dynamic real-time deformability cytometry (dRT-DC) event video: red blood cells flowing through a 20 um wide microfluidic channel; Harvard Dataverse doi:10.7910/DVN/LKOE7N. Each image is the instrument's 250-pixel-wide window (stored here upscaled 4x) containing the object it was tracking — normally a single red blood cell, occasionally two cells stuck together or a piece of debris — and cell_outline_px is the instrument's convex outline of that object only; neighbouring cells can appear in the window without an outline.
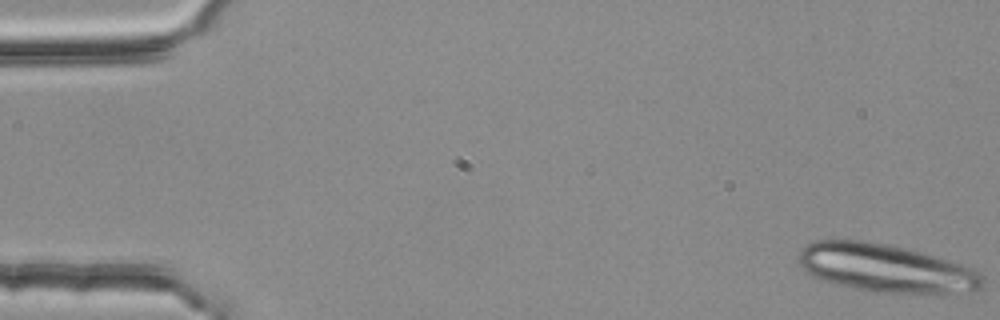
{"species": "common noctule bat (a hibernating species)", "species_latin": "Nyctalus noctula", "temperature_condition": "room temperature", "stored_images_in_passage": 4, "camera_frame_rate_fps": 3000, "um_per_image_px": 0.085, "animal": {"sex": "female", "body_mass_g": 25.1}, "frame": {"image": 1, "passage_image": 1, "time_ms": 0.0, "image_size_px": [1000, 320], "cell_outline_px": [[984, 288], [972, 296], [920, 296], [872, 292], [832, 284], [812, 276], [800, 264], [800, 248], [816, 240], [864, 240], [912, 248], [968, 264], [980, 272], [984, 276]], "centroid_in_image_um": [75.57, 22.87], "position_along_channel_um": 9.4, "area_um2": 54.79}}